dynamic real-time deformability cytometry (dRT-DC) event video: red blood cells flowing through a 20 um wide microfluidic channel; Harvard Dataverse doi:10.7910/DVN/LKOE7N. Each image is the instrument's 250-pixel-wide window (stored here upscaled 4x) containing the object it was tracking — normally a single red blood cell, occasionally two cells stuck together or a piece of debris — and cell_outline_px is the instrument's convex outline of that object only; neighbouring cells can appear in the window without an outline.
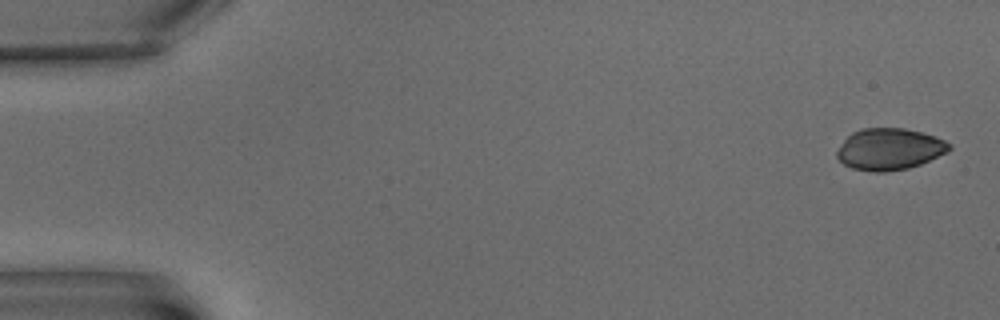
{"species": "common noctule bat (a hibernating species)", "species_latin": "Nyctalus noctula", "temperature_condition": "warm", "stored_images_in_passage": 5, "camera_frame_rate_fps": 3000, "um_per_image_px": 0.085, "animal": {"sex": "male", "body_mass_g": 15.6}, "frame": {"image": 1, "passage_image": 1, "time_ms": 0.0, "image_size_px": [1000, 320], "cell_outline_px": [[952, 148], [948, 152], [920, 164], [908, 168], [884, 172], [876, 172], [852, 168], [844, 164], [836, 156], [836, 152], [844, 140], [852, 132], [860, 128], [904, 128], [936, 136], [952, 144]], "centroid_in_image_um": [75.62, 12.67], "position_along_channel_um": 9.4, "area_um2": 27.22}}